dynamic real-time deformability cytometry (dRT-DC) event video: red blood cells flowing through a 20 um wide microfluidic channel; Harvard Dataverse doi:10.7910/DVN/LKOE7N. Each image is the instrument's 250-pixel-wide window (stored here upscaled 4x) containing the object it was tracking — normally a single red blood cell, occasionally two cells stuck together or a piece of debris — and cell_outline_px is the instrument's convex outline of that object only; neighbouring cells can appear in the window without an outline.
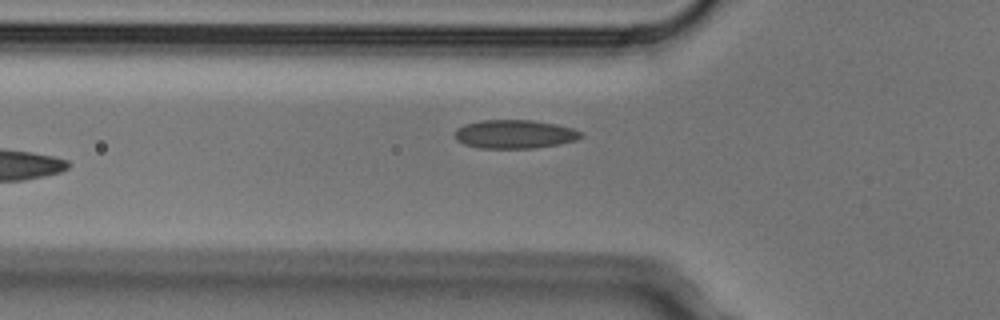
{"species": "Egyptian fruit bat (a non-hibernating species)", "species_latin": "Rousettus aegyptiacus", "temperature_condition": "cold", "stored_images_in_passage": 5, "camera_frame_rate_fps": 3000, "um_per_image_px": 0.085, "animal": {"sex": "male"}, "frame": {"image": 1, "passage_image": 5, "time_ms": 1.333, "image_size_px": [1000, 320], "cell_outline_px": [[584, 136], [576, 140], [556, 144], [532, 148], [480, 148], [464, 144], [456, 140], [456, 128], [464, 124], [480, 120], [532, 120], [556, 124], [572, 128], [584, 132]], "centroid_in_image_um": [43.75, 11.39], "position_along_channel_um": 82.1, "area_um2": 21.04}}